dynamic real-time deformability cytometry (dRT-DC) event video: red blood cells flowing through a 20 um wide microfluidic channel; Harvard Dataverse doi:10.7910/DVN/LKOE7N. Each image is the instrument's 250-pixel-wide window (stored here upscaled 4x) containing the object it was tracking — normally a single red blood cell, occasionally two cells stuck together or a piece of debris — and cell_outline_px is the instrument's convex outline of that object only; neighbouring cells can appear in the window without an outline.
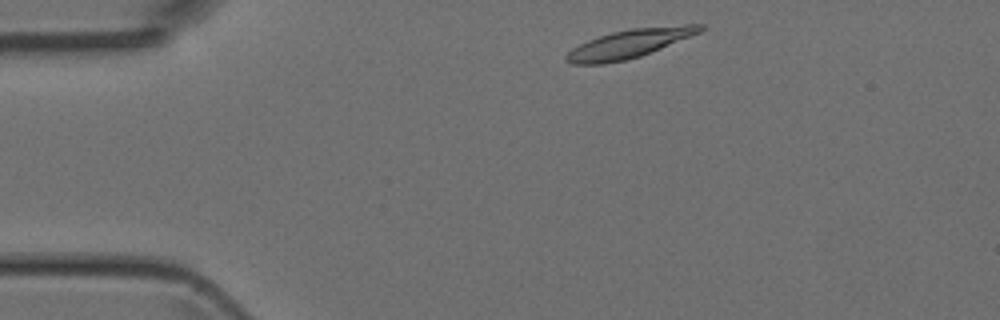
{"species": "Egyptian fruit bat (a non-hibernating species)", "species_latin": "Rousettus aegyptiacus", "temperature_condition": "room temperature", "stored_images_in_passage": 40, "camera_frame_rate_fps": 3000, "um_per_image_px": 0.085, "animal": {"sex": "female"}, "frame": {"image": 1, "passage_image": 2, "time_ms": 0.333, "image_size_px": [1000, 320], "cell_outline_px": [[704, 28], [700, 32], [640, 56], [624, 60], [604, 64], [572, 64], [564, 60], [564, 56], [572, 48], [588, 40], [612, 32], [632, 28], [684, 24], [704, 24]], "centroid_in_image_um": [53.46, 3.71], "position_along_channel_um": 31.5, "area_um2": 22.08}}
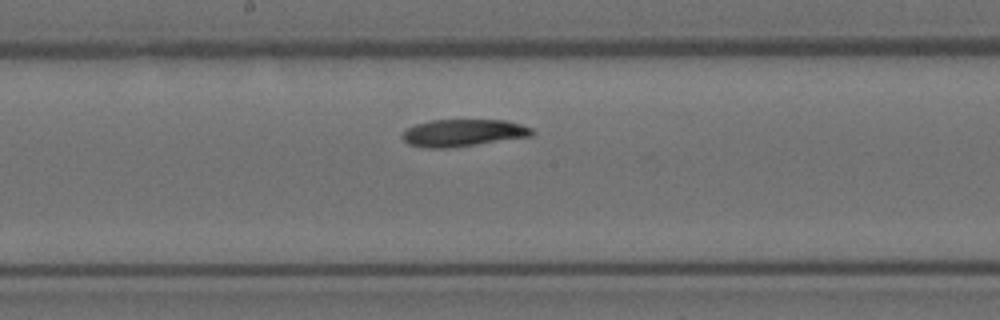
{"frame": {"image": 2, "passage_image": 18, "time_ms": 5.667, "image_size_px": [1000, 320], "cell_outline_px": [[536, 132], [532, 136], [444, 148], [420, 148], [408, 144], [400, 136], [408, 128], [416, 124], [432, 120], [508, 120], [532, 128]], "centroid_in_image_um": [39.35, 11.29], "position_along_channel_um": 208.8, "area_um2": 20.4}}
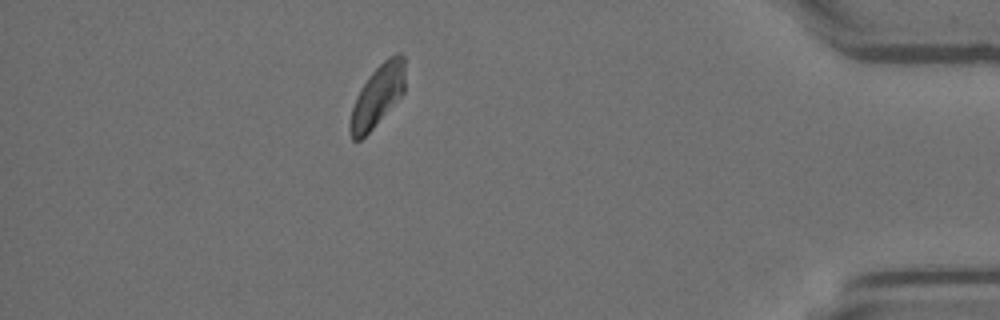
{"frame": {"image": 3, "passage_image": 35, "time_ms": 11.333, "image_size_px": [1000, 320], "cell_outline_px": [[404, 92], [372, 128], [360, 140], [352, 140], [348, 132], [348, 124], [352, 108], [356, 96], [360, 88], [368, 76], [388, 56], [396, 52], [400, 52], [404, 56]], "centroid_in_image_um": [32.05, 8.13], "position_along_channel_um": 403.1, "area_um2": 19.65}}